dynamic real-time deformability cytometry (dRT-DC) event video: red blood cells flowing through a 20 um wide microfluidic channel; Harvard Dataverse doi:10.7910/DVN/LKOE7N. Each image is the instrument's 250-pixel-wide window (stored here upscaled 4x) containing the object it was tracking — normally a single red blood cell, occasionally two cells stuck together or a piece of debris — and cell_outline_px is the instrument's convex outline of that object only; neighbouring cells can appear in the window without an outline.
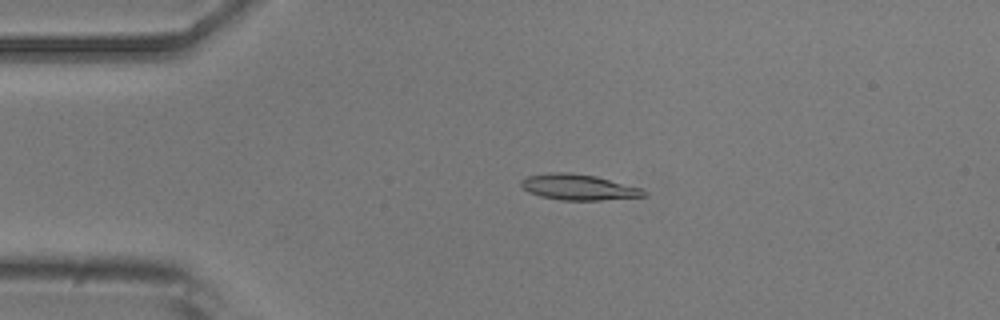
{"species": "common noctule bat (a hibernating species)", "species_latin": "Nyctalus noctula", "temperature_condition": "room temperature", "stored_images_in_passage": 4, "camera_frame_rate_fps": 3000, "um_per_image_px": 0.085, "animal": {"sex": "male", "body_mass_g": 20.5, "forearm_length_mm": 52.5}, "frame": {"image": 1, "passage_image": 3, "time_ms": 2.333, "image_size_px": [1000, 320], "cell_outline_px": [[648, 196], [600, 200], [560, 200], [540, 196], [528, 192], [520, 184], [520, 180], [528, 176], [548, 172], [572, 172], [596, 176], [644, 188], [648, 192]], "centroid_in_image_um": [49.21, 15.9], "position_along_channel_um": 35.8, "area_um2": 18.73}}